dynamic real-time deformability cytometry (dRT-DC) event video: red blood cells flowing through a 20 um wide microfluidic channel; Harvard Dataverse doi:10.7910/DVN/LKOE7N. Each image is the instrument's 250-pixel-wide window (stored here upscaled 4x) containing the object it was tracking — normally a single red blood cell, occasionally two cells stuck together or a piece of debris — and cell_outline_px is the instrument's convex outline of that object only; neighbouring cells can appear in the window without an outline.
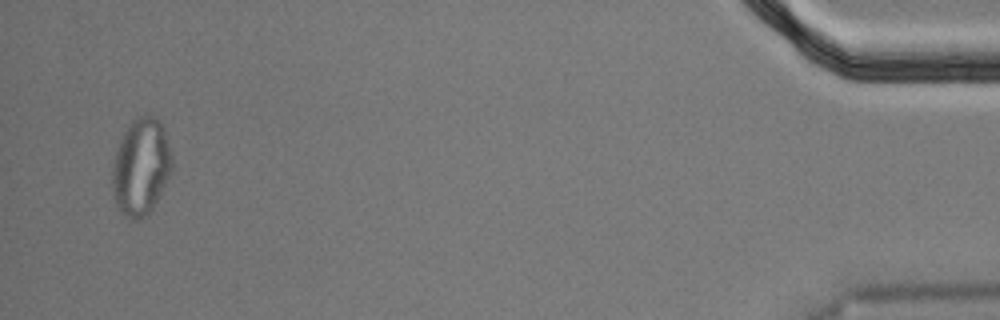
{"species": "Egyptian fruit bat (a non-hibernating species)", "species_latin": "Rousettus aegyptiacus", "temperature_condition": "cold", "stored_images_in_passage": 47, "segment_of_instrument_passage": [2, 2], "camera_frame_rate_fps": 3000, "um_per_image_px": 0.085, "animal": {"sex": "male"}, "frame": {"image": 1, "passage_image": 45, "time_ms": 14.667, "image_size_px": [1000, 320], "cell_outline_px": [[172, 172], [152, 208], [148, 212], [132, 220], [124, 216], [120, 212], [116, 204], [112, 192], [112, 168], [116, 152], [120, 140], [124, 132], [132, 120], [136, 116], [156, 116], [164, 124], [172, 156]], "centroid_in_image_um": [11.99, 14.14], "position_along_channel_um": 423.2, "area_um2": 33.76}}